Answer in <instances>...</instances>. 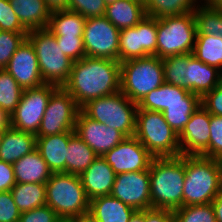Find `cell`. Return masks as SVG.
<instances>
[{
    "label": "cell",
    "instance_id": "obj_1",
    "mask_svg": "<svg viewBox=\"0 0 222 222\" xmlns=\"http://www.w3.org/2000/svg\"><path fill=\"white\" fill-rule=\"evenodd\" d=\"M63 87L81 109L90 100L120 91V62L85 56L73 62Z\"/></svg>",
    "mask_w": 222,
    "mask_h": 222
},
{
    "label": "cell",
    "instance_id": "obj_2",
    "mask_svg": "<svg viewBox=\"0 0 222 222\" xmlns=\"http://www.w3.org/2000/svg\"><path fill=\"white\" fill-rule=\"evenodd\" d=\"M149 175L152 208L173 211L183 206L185 155L154 157Z\"/></svg>",
    "mask_w": 222,
    "mask_h": 222
},
{
    "label": "cell",
    "instance_id": "obj_3",
    "mask_svg": "<svg viewBox=\"0 0 222 222\" xmlns=\"http://www.w3.org/2000/svg\"><path fill=\"white\" fill-rule=\"evenodd\" d=\"M222 161L185 155L183 206L211 203L220 193Z\"/></svg>",
    "mask_w": 222,
    "mask_h": 222
},
{
    "label": "cell",
    "instance_id": "obj_4",
    "mask_svg": "<svg viewBox=\"0 0 222 222\" xmlns=\"http://www.w3.org/2000/svg\"><path fill=\"white\" fill-rule=\"evenodd\" d=\"M164 83L162 58L150 55L120 63V91L139 103L148 93Z\"/></svg>",
    "mask_w": 222,
    "mask_h": 222
},
{
    "label": "cell",
    "instance_id": "obj_5",
    "mask_svg": "<svg viewBox=\"0 0 222 222\" xmlns=\"http://www.w3.org/2000/svg\"><path fill=\"white\" fill-rule=\"evenodd\" d=\"M134 136L154 157L180 155L179 135L165 121L162 112L138 109Z\"/></svg>",
    "mask_w": 222,
    "mask_h": 222
},
{
    "label": "cell",
    "instance_id": "obj_6",
    "mask_svg": "<svg viewBox=\"0 0 222 222\" xmlns=\"http://www.w3.org/2000/svg\"><path fill=\"white\" fill-rule=\"evenodd\" d=\"M46 185V205L59 217L74 218L89 212L90 200L79 175L53 173Z\"/></svg>",
    "mask_w": 222,
    "mask_h": 222
},
{
    "label": "cell",
    "instance_id": "obj_7",
    "mask_svg": "<svg viewBox=\"0 0 222 222\" xmlns=\"http://www.w3.org/2000/svg\"><path fill=\"white\" fill-rule=\"evenodd\" d=\"M81 110L91 119L120 131L125 137L135 134L138 106L121 91L90 100Z\"/></svg>",
    "mask_w": 222,
    "mask_h": 222
},
{
    "label": "cell",
    "instance_id": "obj_8",
    "mask_svg": "<svg viewBox=\"0 0 222 222\" xmlns=\"http://www.w3.org/2000/svg\"><path fill=\"white\" fill-rule=\"evenodd\" d=\"M27 39L35 49L44 83L63 87L70 77L73 61L62 52L55 35L43 28L28 31Z\"/></svg>",
    "mask_w": 222,
    "mask_h": 222
},
{
    "label": "cell",
    "instance_id": "obj_9",
    "mask_svg": "<svg viewBox=\"0 0 222 222\" xmlns=\"http://www.w3.org/2000/svg\"><path fill=\"white\" fill-rule=\"evenodd\" d=\"M196 34L193 12L157 18V56L193 53Z\"/></svg>",
    "mask_w": 222,
    "mask_h": 222
},
{
    "label": "cell",
    "instance_id": "obj_10",
    "mask_svg": "<svg viewBox=\"0 0 222 222\" xmlns=\"http://www.w3.org/2000/svg\"><path fill=\"white\" fill-rule=\"evenodd\" d=\"M57 88L52 84L24 89L20 103L10 115V126L14 129L37 134L51 93Z\"/></svg>",
    "mask_w": 222,
    "mask_h": 222
},
{
    "label": "cell",
    "instance_id": "obj_11",
    "mask_svg": "<svg viewBox=\"0 0 222 222\" xmlns=\"http://www.w3.org/2000/svg\"><path fill=\"white\" fill-rule=\"evenodd\" d=\"M80 108L64 87H57L50 96L36 137L74 131Z\"/></svg>",
    "mask_w": 222,
    "mask_h": 222
},
{
    "label": "cell",
    "instance_id": "obj_12",
    "mask_svg": "<svg viewBox=\"0 0 222 222\" xmlns=\"http://www.w3.org/2000/svg\"><path fill=\"white\" fill-rule=\"evenodd\" d=\"M157 56V18L146 16L136 26L120 30L118 61Z\"/></svg>",
    "mask_w": 222,
    "mask_h": 222
},
{
    "label": "cell",
    "instance_id": "obj_13",
    "mask_svg": "<svg viewBox=\"0 0 222 222\" xmlns=\"http://www.w3.org/2000/svg\"><path fill=\"white\" fill-rule=\"evenodd\" d=\"M119 34L105 16L86 18L82 36L86 56L118 61Z\"/></svg>",
    "mask_w": 222,
    "mask_h": 222
},
{
    "label": "cell",
    "instance_id": "obj_14",
    "mask_svg": "<svg viewBox=\"0 0 222 222\" xmlns=\"http://www.w3.org/2000/svg\"><path fill=\"white\" fill-rule=\"evenodd\" d=\"M110 195L136 211L152 209L149 170L116 174Z\"/></svg>",
    "mask_w": 222,
    "mask_h": 222
},
{
    "label": "cell",
    "instance_id": "obj_15",
    "mask_svg": "<svg viewBox=\"0 0 222 222\" xmlns=\"http://www.w3.org/2000/svg\"><path fill=\"white\" fill-rule=\"evenodd\" d=\"M116 174L149 170L154 156L135 137H126L102 156Z\"/></svg>",
    "mask_w": 222,
    "mask_h": 222
},
{
    "label": "cell",
    "instance_id": "obj_16",
    "mask_svg": "<svg viewBox=\"0 0 222 222\" xmlns=\"http://www.w3.org/2000/svg\"><path fill=\"white\" fill-rule=\"evenodd\" d=\"M74 131L98 156H103L126 138L120 131L91 119L81 109Z\"/></svg>",
    "mask_w": 222,
    "mask_h": 222
},
{
    "label": "cell",
    "instance_id": "obj_17",
    "mask_svg": "<svg viewBox=\"0 0 222 222\" xmlns=\"http://www.w3.org/2000/svg\"><path fill=\"white\" fill-rule=\"evenodd\" d=\"M210 113L201 105L190 117L179 134L180 155L208 157Z\"/></svg>",
    "mask_w": 222,
    "mask_h": 222
},
{
    "label": "cell",
    "instance_id": "obj_18",
    "mask_svg": "<svg viewBox=\"0 0 222 222\" xmlns=\"http://www.w3.org/2000/svg\"><path fill=\"white\" fill-rule=\"evenodd\" d=\"M4 69L23 89H31L44 84L35 49L27 38L17 48Z\"/></svg>",
    "mask_w": 222,
    "mask_h": 222
},
{
    "label": "cell",
    "instance_id": "obj_19",
    "mask_svg": "<svg viewBox=\"0 0 222 222\" xmlns=\"http://www.w3.org/2000/svg\"><path fill=\"white\" fill-rule=\"evenodd\" d=\"M222 83V71L201 62L192 53L188 54L185 66V89L202 98Z\"/></svg>",
    "mask_w": 222,
    "mask_h": 222
},
{
    "label": "cell",
    "instance_id": "obj_20",
    "mask_svg": "<svg viewBox=\"0 0 222 222\" xmlns=\"http://www.w3.org/2000/svg\"><path fill=\"white\" fill-rule=\"evenodd\" d=\"M79 176L87 197L92 200L111 194L116 173L102 156H98Z\"/></svg>",
    "mask_w": 222,
    "mask_h": 222
},
{
    "label": "cell",
    "instance_id": "obj_21",
    "mask_svg": "<svg viewBox=\"0 0 222 222\" xmlns=\"http://www.w3.org/2000/svg\"><path fill=\"white\" fill-rule=\"evenodd\" d=\"M174 102H201V98L180 86L163 83L148 93L138 104V109L163 112Z\"/></svg>",
    "mask_w": 222,
    "mask_h": 222
},
{
    "label": "cell",
    "instance_id": "obj_22",
    "mask_svg": "<svg viewBox=\"0 0 222 222\" xmlns=\"http://www.w3.org/2000/svg\"><path fill=\"white\" fill-rule=\"evenodd\" d=\"M75 131L36 137V149L53 173H66V154L69 138Z\"/></svg>",
    "mask_w": 222,
    "mask_h": 222
},
{
    "label": "cell",
    "instance_id": "obj_23",
    "mask_svg": "<svg viewBox=\"0 0 222 222\" xmlns=\"http://www.w3.org/2000/svg\"><path fill=\"white\" fill-rule=\"evenodd\" d=\"M36 149V135L9 126L2 137L0 160L13 164Z\"/></svg>",
    "mask_w": 222,
    "mask_h": 222
},
{
    "label": "cell",
    "instance_id": "obj_24",
    "mask_svg": "<svg viewBox=\"0 0 222 222\" xmlns=\"http://www.w3.org/2000/svg\"><path fill=\"white\" fill-rule=\"evenodd\" d=\"M118 30L136 26L147 16L141 0H117L106 5L104 15Z\"/></svg>",
    "mask_w": 222,
    "mask_h": 222
},
{
    "label": "cell",
    "instance_id": "obj_25",
    "mask_svg": "<svg viewBox=\"0 0 222 222\" xmlns=\"http://www.w3.org/2000/svg\"><path fill=\"white\" fill-rule=\"evenodd\" d=\"M16 183L45 184L53 172L37 149L12 164Z\"/></svg>",
    "mask_w": 222,
    "mask_h": 222
},
{
    "label": "cell",
    "instance_id": "obj_26",
    "mask_svg": "<svg viewBox=\"0 0 222 222\" xmlns=\"http://www.w3.org/2000/svg\"><path fill=\"white\" fill-rule=\"evenodd\" d=\"M9 2L27 31L47 28L51 11L44 0H9Z\"/></svg>",
    "mask_w": 222,
    "mask_h": 222
},
{
    "label": "cell",
    "instance_id": "obj_27",
    "mask_svg": "<svg viewBox=\"0 0 222 222\" xmlns=\"http://www.w3.org/2000/svg\"><path fill=\"white\" fill-rule=\"evenodd\" d=\"M89 212L98 222H128L136 210L108 195L90 200Z\"/></svg>",
    "mask_w": 222,
    "mask_h": 222
},
{
    "label": "cell",
    "instance_id": "obj_28",
    "mask_svg": "<svg viewBox=\"0 0 222 222\" xmlns=\"http://www.w3.org/2000/svg\"><path fill=\"white\" fill-rule=\"evenodd\" d=\"M86 18L67 9L51 12L48 29L55 36H83Z\"/></svg>",
    "mask_w": 222,
    "mask_h": 222
},
{
    "label": "cell",
    "instance_id": "obj_29",
    "mask_svg": "<svg viewBox=\"0 0 222 222\" xmlns=\"http://www.w3.org/2000/svg\"><path fill=\"white\" fill-rule=\"evenodd\" d=\"M98 155L75 133L69 138L66 173L80 175Z\"/></svg>",
    "mask_w": 222,
    "mask_h": 222
},
{
    "label": "cell",
    "instance_id": "obj_30",
    "mask_svg": "<svg viewBox=\"0 0 222 222\" xmlns=\"http://www.w3.org/2000/svg\"><path fill=\"white\" fill-rule=\"evenodd\" d=\"M10 192L21 213L46 205L43 183H16Z\"/></svg>",
    "mask_w": 222,
    "mask_h": 222
},
{
    "label": "cell",
    "instance_id": "obj_31",
    "mask_svg": "<svg viewBox=\"0 0 222 222\" xmlns=\"http://www.w3.org/2000/svg\"><path fill=\"white\" fill-rule=\"evenodd\" d=\"M193 56L222 71V39L215 35H196Z\"/></svg>",
    "mask_w": 222,
    "mask_h": 222
},
{
    "label": "cell",
    "instance_id": "obj_32",
    "mask_svg": "<svg viewBox=\"0 0 222 222\" xmlns=\"http://www.w3.org/2000/svg\"><path fill=\"white\" fill-rule=\"evenodd\" d=\"M199 4L200 0H148L145 8L147 16L161 18L191 13Z\"/></svg>",
    "mask_w": 222,
    "mask_h": 222
},
{
    "label": "cell",
    "instance_id": "obj_33",
    "mask_svg": "<svg viewBox=\"0 0 222 222\" xmlns=\"http://www.w3.org/2000/svg\"><path fill=\"white\" fill-rule=\"evenodd\" d=\"M196 35H215L222 39V9L199 4L193 11Z\"/></svg>",
    "mask_w": 222,
    "mask_h": 222
},
{
    "label": "cell",
    "instance_id": "obj_34",
    "mask_svg": "<svg viewBox=\"0 0 222 222\" xmlns=\"http://www.w3.org/2000/svg\"><path fill=\"white\" fill-rule=\"evenodd\" d=\"M23 90L11 74L0 69V109L9 117L20 103Z\"/></svg>",
    "mask_w": 222,
    "mask_h": 222
},
{
    "label": "cell",
    "instance_id": "obj_35",
    "mask_svg": "<svg viewBox=\"0 0 222 222\" xmlns=\"http://www.w3.org/2000/svg\"><path fill=\"white\" fill-rule=\"evenodd\" d=\"M200 106L201 102H174L162 113L165 121L179 135Z\"/></svg>",
    "mask_w": 222,
    "mask_h": 222
},
{
    "label": "cell",
    "instance_id": "obj_36",
    "mask_svg": "<svg viewBox=\"0 0 222 222\" xmlns=\"http://www.w3.org/2000/svg\"><path fill=\"white\" fill-rule=\"evenodd\" d=\"M164 82L185 89V66L188 64V54L162 58Z\"/></svg>",
    "mask_w": 222,
    "mask_h": 222
},
{
    "label": "cell",
    "instance_id": "obj_37",
    "mask_svg": "<svg viewBox=\"0 0 222 222\" xmlns=\"http://www.w3.org/2000/svg\"><path fill=\"white\" fill-rule=\"evenodd\" d=\"M172 212L174 222H217L211 203L182 206Z\"/></svg>",
    "mask_w": 222,
    "mask_h": 222
},
{
    "label": "cell",
    "instance_id": "obj_38",
    "mask_svg": "<svg viewBox=\"0 0 222 222\" xmlns=\"http://www.w3.org/2000/svg\"><path fill=\"white\" fill-rule=\"evenodd\" d=\"M27 34L0 30V69L8 65L17 48L27 38Z\"/></svg>",
    "mask_w": 222,
    "mask_h": 222
},
{
    "label": "cell",
    "instance_id": "obj_39",
    "mask_svg": "<svg viewBox=\"0 0 222 222\" xmlns=\"http://www.w3.org/2000/svg\"><path fill=\"white\" fill-rule=\"evenodd\" d=\"M66 9L80 13L85 18L103 17L106 4L104 0H68Z\"/></svg>",
    "mask_w": 222,
    "mask_h": 222
},
{
    "label": "cell",
    "instance_id": "obj_40",
    "mask_svg": "<svg viewBox=\"0 0 222 222\" xmlns=\"http://www.w3.org/2000/svg\"><path fill=\"white\" fill-rule=\"evenodd\" d=\"M62 52L73 62L86 56L82 36H55Z\"/></svg>",
    "mask_w": 222,
    "mask_h": 222
},
{
    "label": "cell",
    "instance_id": "obj_41",
    "mask_svg": "<svg viewBox=\"0 0 222 222\" xmlns=\"http://www.w3.org/2000/svg\"><path fill=\"white\" fill-rule=\"evenodd\" d=\"M0 30L28 33L15 14L9 0H0Z\"/></svg>",
    "mask_w": 222,
    "mask_h": 222
},
{
    "label": "cell",
    "instance_id": "obj_42",
    "mask_svg": "<svg viewBox=\"0 0 222 222\" xmlns=\"http://www.w3.org/2000/svg\"><path fill=\"white\" fill-rule=\"evenodd\" d=\"M208 158L222 161V116L211 115Z\"/></svg>",
    "mask_w": 222,
    "mask_h": 222
},
{
    "label": "cell",
    "instance_id": "obj_43",
    "mask_svg": "<svg viewBox=\"0 0 222 222\" xmlns=\"http://www.w3.org/2000/svg\"><path fill=\"white\" fill-rule=\"evenodd\" d=\"M20 215L11 192H0V222H19Z\"/></svg>",
    "mask_w": 222,
    "mask_h": 222
},
{
    "label": "cell",
    "instance_id": "obj_44",
    "mask_svg": "<svg viewBox=\"0 0 222 222\" xmlns=\"http://www.w3.org/2000/svg\"><path fill=\"white\" fill-rule=\"evenodd\" d=\"M59 216L48 205L21 213L19 222H56Z\"/></svg>",
    "mask_w": 222,
    "mask_h": 222
},
{
    "label": "cell",
    "instance_id": "obj_45",
    "mask_svg": "<svg viewBox=\"0 0 222 222\" xmlns=\"http://www.w3.org/2000/svg\"><path fill=\"white\" fill-rule=\"evenodd\" d=\"M201 105L210 115L222 116V83L201 98Z\"/></svg>",
    "mask_w": 222,
    "mask_h": 222
},
{
    "label": "cell",
    "instance_id": "obj_46",
    "mask_svg": "<svg viewBox=\"0 0 222 222\" xmlns=\"http://www.w3.org/2000/svg\"><path fill=\"white\" fill-rule=\"evenodd\" d=\"M16 184L13 166L0 160V192L10 191Z\"/></svg>",
    "mask_w": 222,
    "mask_h": 222
},
{
    "label": "cell",
    "instance_id": "obj_47",
    "mask_svg": "<svg viewBox=\"0 0 222 222\" xmlns=\"http://www.w3.org/2000/svg\"><path fill=\"white\" fill-rule=\"evenodd\" d=\"M145 222H174L173 212L168 209L145 210Z\"/></svg>",
    "mask_w": 222,
    "mask_h": 222
},
{
    "label": "cell",
    "instance_id": "obj_48",
    "mask_svg": "<svg viewBox=\"0 0 222 222\" xmlns=\"http://www.w3.org/2000/svg\"><path fill=\"white\" fill-rule=\"evenodd\" d=\"M47 8L51 11H60L67 8L68 0H44Z\"/></svg>",
    "mask_w": 222,
    "mask_h": 222
},
{
    "label": "cell",
    "instance_id": "obj_49",
    "mask_svg": "<svg viewBox=\"0 0 222 222\" xmlns=\"http://www.w3.org/2000/svg\"><path fill=\"white\" fill-rule=\"evenodd\" d=\"M216 221L217 222H222V193L220 192L218 196L211 202Z\"/></svg>",
    "mask_w": 222,
    "mask_h": 222
},
{
    "label": "cell",
    "instance_id": "obj_50",
    "mask_svg": "<svg viewBox=\"0 0 222 222\" xmlns=\"http://www.w3.org/2000/svg\"><path fill=\"white\" fill-rule=\"evenodd\" d=\"M75 222H98V221L90 212H87L75 217Z\"/></svg>",
    "mask_w": 222,
    "mask_h": 222
},
{
    "label": "cell",
    "instance_id": "obj_51",
    "mask_svg": "<svg viewBox=\"0 0 222 222\" xmlns=\"http://www.w3.org/2000/svg\"><path fill=\"white\" fill-rule=\"evenodd\" d=\"M10 126V117L0 109V128L7 129Z\"/></svg>",
    "mask_w": 222,
    "mask_h": 222
},
{
    "label": "cell",
    "instance_id": "obj_52",
    "mask_svg": "<svg viewBox=\"0 0 222 222\" xmlns=\"http://www.w3.org/2000/svg\"><path fill=\"white\" fill-rule=\"evenodd\" d=\"M200 3L207 7L222 9V0H200Z\"/></svg>",
    "mask_w": 222,
    "mask_h": 222
},
{
    "label": "cell",
    "instance_id": "obj_53",
    "mask_svg": "<svg viewBox=\"0 0 222 222\" xmlns=\"http://www.w3.org/2000/svg\"><path fill=\"white\" fill-rule=\"evenodd\" d=\"M128 222H145V210L136 211Z\"/></svg>",
    "mask_w": 222,
    "mask_h": 222
},
{
    "label": "cell",
    "instance_id": "obj_54",
    "mask_svg": "<svg viewBox=\"0 0 222 222\" xmlns=\"http://www.w3.org/2000/svg\"><path fill=\"white\" fill-rule=\"evenodd\" d=\"M56 222H75V217L74 218L59 217Z\"/></svg>",
    "mask_w": 222,
    "mask_h": 222
},
{
    "label": "cell",
    "instance_id": "obj_55",
    "mask_svg": "<svg viewBox=\"0 0 222 222\" xmlns=\"http://www.w3.org/2000/svg\"><path fill=\"white\" fill-rule=\"evenodd\" d=\"M6 129H1L0 128V146H1V141H2V137H3V134L5 132Z\"/></svg>",
    "mask_w": 222,
    "mask_h": 222
},
{
    "label": "cell",
    "instance_id": "obj_56",
    "mask_svg": "<svg viewBox=\"0 0 222 222\" xmlns=\"http://www.w3.org/2000/svg\"><path fill=\"white\" fill-rule=\"evenodd\" d=\"M115 1H117V0H104L106 5L111 4V3L115 2Z\"/></svg>",
    "mask_w": 222,
    "mask_h": 222
},
{
    "label": "cell",
    "instance_id": "obj_57",
    "mask_svg": "<svg viewBox=\"0 0 222 222\" xmlns=\"http://www.w3.org/2000/svg\"><path fill=\"white\" fill-rule=\"evenodd\" d=\"M220 192L222 193V171H221V185H220Z\"/></svg>",
    "mask_w": 222,
    "mask_h": 222
}]
</instances>
